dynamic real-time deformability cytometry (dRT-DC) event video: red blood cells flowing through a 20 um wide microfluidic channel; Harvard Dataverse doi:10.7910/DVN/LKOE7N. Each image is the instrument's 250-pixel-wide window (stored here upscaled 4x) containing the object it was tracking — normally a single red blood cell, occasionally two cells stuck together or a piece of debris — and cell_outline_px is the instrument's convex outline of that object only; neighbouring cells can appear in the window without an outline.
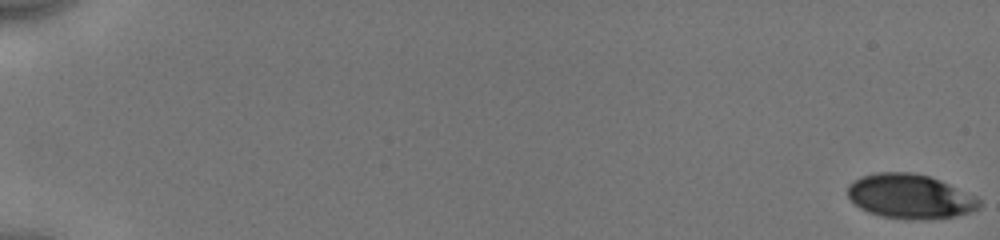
{"species": "human", "species_latin": "Homo sapiens", "temperature_condition": "cold", "stored_images_in_passage": 46, "camera_frame_rate_fps": 3000, "um_per_image_px": 0.085, "donor": {"sex": "male"}, "frame": {"image": 1, "passage_image": 1, "time_ms": 0.0, "image_size_px": [1000, 240], "cell_outline_px": [[980, 208], [956, 216], [924, 220], [904, 220], [880, 216], [868, 212], [860, 208], [848, 196], [848, 184], [852, 180], [860, 176], [876, 172], [912, 172], [928, 176], [940, 180], [976, 196], [980, 200]], "centroid_in_image_um": [77.33, 16.7], "position_along_channel_um": 7.7, "area_um2": 34.39}}
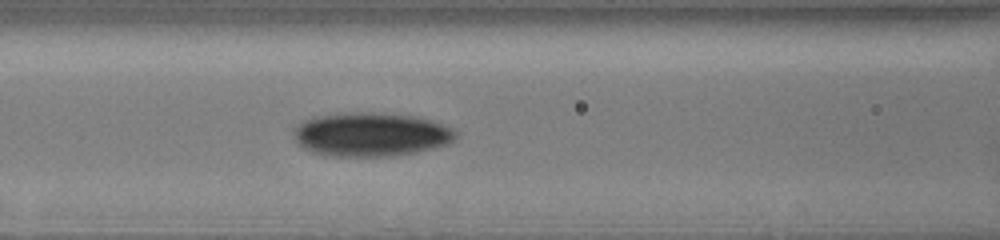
{"frame": {"image": 2, "passage_image": 28, "time_ms": 8.333, "image_size_px": [1000, 240], "cell_outline_px": [[456, 136], [448, 144], [416, 152], [392, 156], [324, 156], [312, 152], [296, 144], [292, 136], [292, 128], [304, 120], [312, 116], [344, 112], [376, 112], [416, 116], [432, 120], [456, 128]], "centroid_in_image_um": [31.47, 11.41], "position_along_channel_um": 135.1, "area_um2": 42.25}}
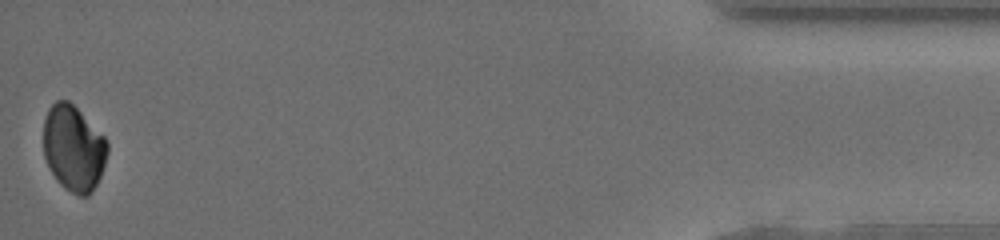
{"frame": {"image": 3, "passage_image": 46, "time_ms": 17.667, "image_size_px": [1000, 240], "cell_outline_px": [[108, 152], [100, 176], [96, 184], [88, 196], [80, 196], [64, 188], [56, 180], [44, 156], [44, 120], [48, 108], [56, 100], [68, 100], [104, 136], [108, 144]], "centroid_in_image_um": [6.24, 12.6], "position_along_channel_um": 429.0, "area_um2": 31.67}, "authors_computed_cell_mechanics": {"area_um2": 37.3388, "velocity_mm_per_s": 3.9505, "shape_relaxation_time_tau1_ms": 4.4517, "shape_relaxation_time_tau2_ms": null, "deformation_change_tau1": 0.0707, "deformation_change_tau2": null}}